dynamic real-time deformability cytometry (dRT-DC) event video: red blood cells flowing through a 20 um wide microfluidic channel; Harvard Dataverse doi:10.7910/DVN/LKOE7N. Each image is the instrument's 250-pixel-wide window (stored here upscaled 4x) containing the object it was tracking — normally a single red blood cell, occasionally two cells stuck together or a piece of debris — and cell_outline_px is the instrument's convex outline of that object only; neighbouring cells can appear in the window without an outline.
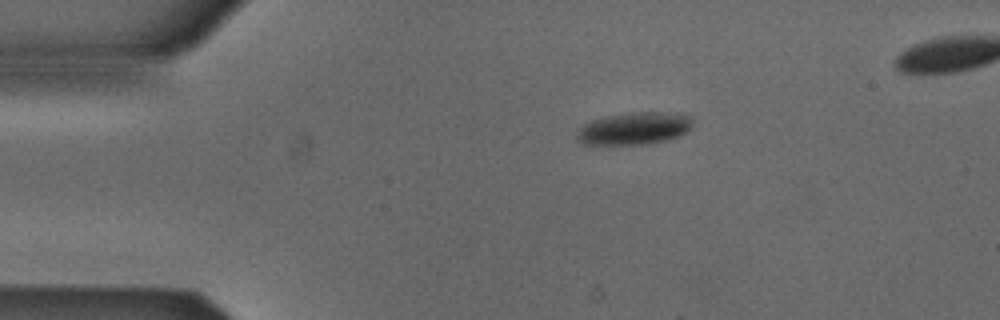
{"species": "Egyptian fruit bat (a non-hibernating species)", "species_latin": "Rousettus aegyptiacus", "temperature_condition": "cold", "stored_images_in_passage": 3, "camera_frame_rate_fps": 3000, "um_per_image_px": 0.085, "animal": {"sex": "male"}, "frame": {"image": 1, "passage_image": 1, "time_ms": 0.0, "image_size_px": [1000, 320], "cell_outline_px": [[692, 128], [688, 132], [680, 136], [668, 140], [644, 144], [580, 144], [576, 140], [576, 136], [580, 128], [584, 124], [592, 120], [608, 116], [632, 112], [660, 112], [692, 116]], "centroid_in_image_um": [53.93, 10.92], "position_along_channel_um": 31.1, "area_um2": 21.85}}